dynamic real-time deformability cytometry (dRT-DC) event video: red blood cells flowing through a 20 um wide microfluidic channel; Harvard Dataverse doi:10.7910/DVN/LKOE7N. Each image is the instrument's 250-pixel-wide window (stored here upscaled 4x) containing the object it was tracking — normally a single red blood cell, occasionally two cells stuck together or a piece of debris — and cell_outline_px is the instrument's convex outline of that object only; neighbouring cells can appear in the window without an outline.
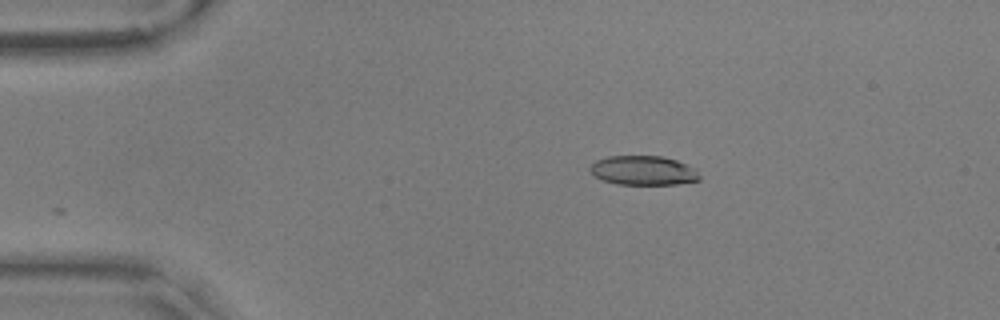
{"species": "common noctule bat (a hibernating species)", "species_latin": "Nyctalus noctula", "temperature_condition": "warm", "stored_images_in_passage": 56, "camera_frame_rate_fps": 3000, "um_per_image_px": 0.085, "animal": {"sex": "male", "body_mass_g": 17.9, "forearm_length_mm": 54.2}, "frame": {"image": 1, "passage_image": 11, "time_ms": 3.333, "image_size_px": [1000, 320], "cell_outline_px": [[700, 180], [676, 184], [616, 184], [600, 180], [588, 168], [596, 160], [608, 156], [660, 156], [676, 160], [696, 168], [700, 176]], "centroid_in_image_um": [54.68, 14.49], "position_along_channel_um": 30.3, "area_um2": 18.73}}
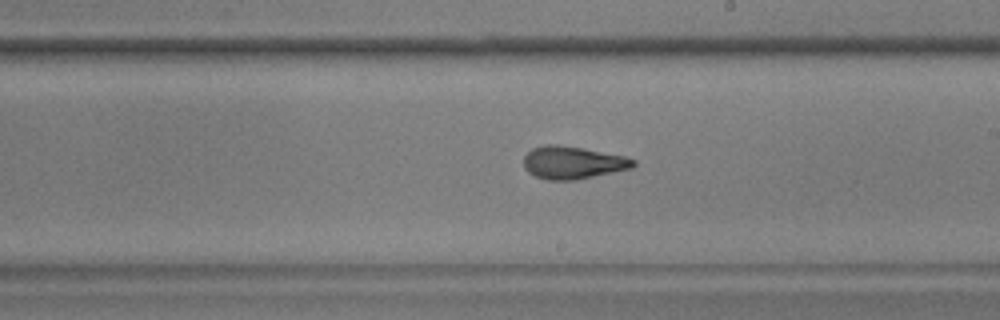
{"frame": {"image": 2, "passage_image": 33, "time_ms": 10.667, "image_size_px": [1000, 320], "cell_outline_px": [[636, 164], [632, 168], [576, 180], [548, 180], [536, 176], [528, 172], [524, 168], [524, 156], [532, 148], [544, 144], [556, 144], [580, 148], [624, 156], [636, 160]], "centroid_in_image_um": [48.67, 13.82], "position_along_channel_um": 240.3, "area_um2": 20.75}}
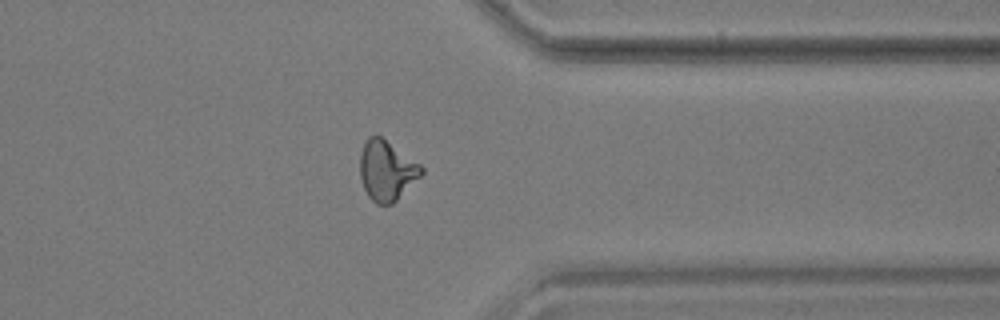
{"frame": {"image": 3, "passage_image": 45, "time_ms": 14.667, "image_size_px": [1000, 320], "cell_outline_px": [[424, 172], [392, 204], [376, 204], [368, 196], [364, 188], [360, 176], [360, 152], [368, 136], [380, 136], [420, 164], [424, 168]], "centroid_in_image_um": [32.85, 14.5], "position_along_channel_um": 378.6, "area_um2": 21.15}, "authors_computed_cell_mechanics": {"area_um2": 20.4901, "velocity_mm_per_s": 3.5946, "shape_relaxation_time_tau1_ms": 5.7891, "shape_relaxation_time_tau2_ms": 1.8342, "deformation_change_tau1": 0.184, "deformation_change_tau2": 0.098}}